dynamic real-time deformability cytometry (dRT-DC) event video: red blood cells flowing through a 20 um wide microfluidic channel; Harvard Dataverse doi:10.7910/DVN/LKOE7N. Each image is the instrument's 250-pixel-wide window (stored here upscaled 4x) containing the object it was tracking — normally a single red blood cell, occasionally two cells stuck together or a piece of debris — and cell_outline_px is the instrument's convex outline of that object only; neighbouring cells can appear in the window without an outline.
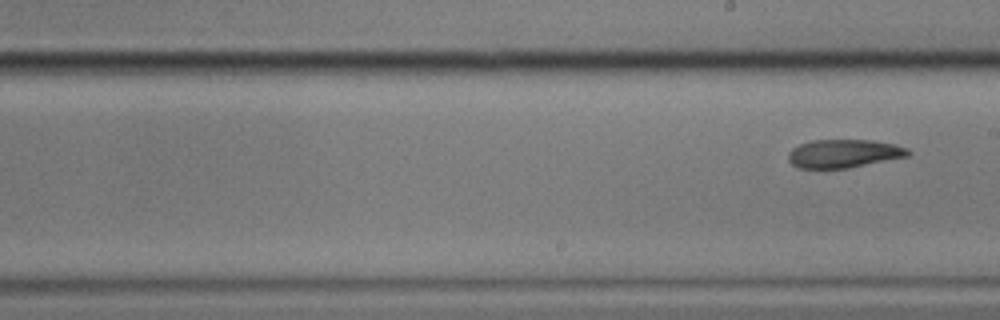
{"species": "common noctule bat (a hibernating species)", "species_latin": "Nyctalus noctula", "temperature_condition": "cold", "stored_images_in_passage": 11, "segment_of_instrument_passage": [2, 2], "camera_frame_rate_fps": 3000, "um_per_image_px": 0.085, "animal": {"sex": "male", "body_mass_g": 17.9}, "frame": {"image": 1, "passage_image": 11, "time_ms": 12.667, "image_size_px": [1000, 320], "cell_outline_px": [[912, 152], [908, 156], [848, 168], [796, 168], [788, 160], [788, 152], [792, 148], [800, 144], [812, 140], [872, 140], [896, 144], [908, 148]], "centroid_in_image_um": [71.72, 13.05], "position_along_channel_um": 217.3, "area_um2": 19.88}}